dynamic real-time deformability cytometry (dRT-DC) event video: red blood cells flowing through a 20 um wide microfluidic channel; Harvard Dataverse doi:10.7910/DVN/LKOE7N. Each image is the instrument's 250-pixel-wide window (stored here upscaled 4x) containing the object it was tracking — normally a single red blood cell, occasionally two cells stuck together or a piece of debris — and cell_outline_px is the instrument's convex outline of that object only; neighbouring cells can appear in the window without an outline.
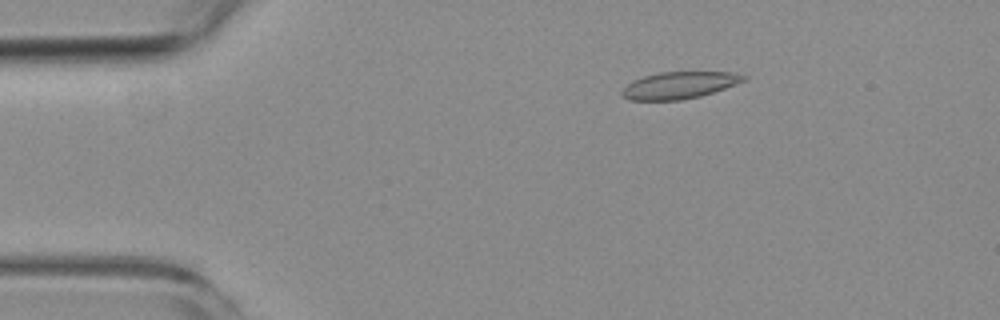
{"species": "common noctule bat (a hibernating species)", "species_latin": "Nyctalus noctula", "temperature_condition": "room temperature", "stored_images_in_passage": 3, "camera_frame_rate_fps": 3000, "um_per_image_px": 0.085, "animal": {"sex": "female", "body_mass_g": 19.3, "forearm_length_mm": 54.1}, "frame": {"image": 1, "passage_image": 2, "time_ms": 2.667, "image_size_px": [1000, 320], "cell_outline_px": [[748, 80], [700, 96], [680, 100], [628, 100], [620, 92], [632, 80], [644, 76], [660, 72], [736, 72], [748, 76]], "centroid_in_image_um": [57.77, 7.23], "position_along_channel_um": 27.2, "area_um2": 19.07}}